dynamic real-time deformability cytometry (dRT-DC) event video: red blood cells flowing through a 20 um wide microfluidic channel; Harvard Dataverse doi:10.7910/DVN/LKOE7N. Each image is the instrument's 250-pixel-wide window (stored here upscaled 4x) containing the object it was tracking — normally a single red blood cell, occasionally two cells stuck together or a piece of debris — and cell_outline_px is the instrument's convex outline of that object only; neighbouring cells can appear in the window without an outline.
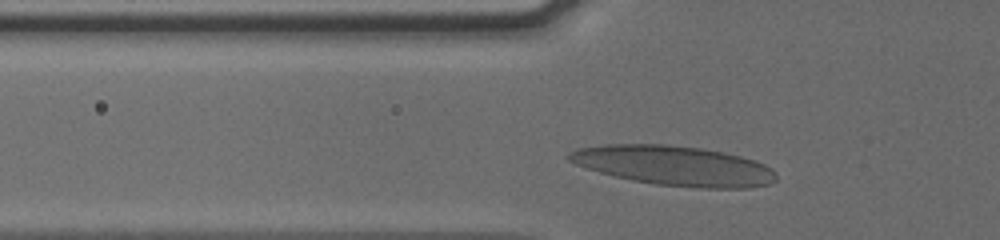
{"species": "human", "species_latin": "Homo sapiens", "temperature_condition": "cold", "stored_images_in_passage": 29, "camera_frame_rate_fps": 3000, "um_per_image_px": 0.085, "donor": {"sex": "male"}, "frame": {"image": 1, "passage_image": 3, "time_ms": 0.667, "image_size_px": [1000, 240], "cell_outline_px": [[776, 180], [768, 184], [752, 188], [700, 188], [656, 184], [632, 180], [600, 172], [576, 164], [568, 160], [564, 156], [568, 152], [576, 148], [608, 144], [664, 144], [700, 148], [724, 152], [756, 160], [772, 168], [776, 172]], "centroid_in_image_um": [57.31, 14.08], "position_along_channel_um": 68.5, "area_um2": 48.03}}
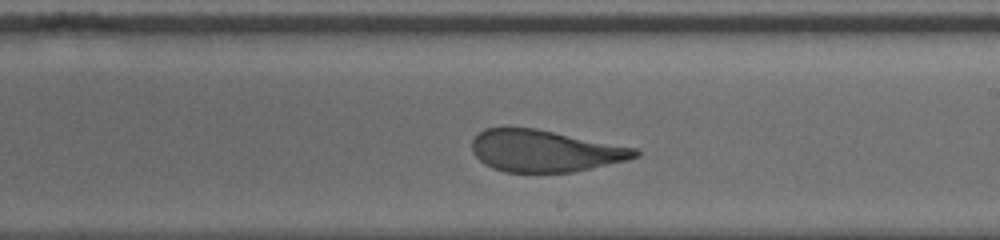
{"frame": {"image": 2, "passage_image": 17, "time_ms": 5.333, "image_size_px": [1000, 240], "cell_outline_px": [[640, 156], [628, 160], [572, 172], [504, 172], [492, 168], [484, 164], [472, 152], [472, 140], [484, 128], [504, 124], [536, 128], [636, 148], [640, 152]], "centroid_in_image_um": [46.25, 12.79], "position_along_channel_um": 242.7, "area_um2": 40.4}}
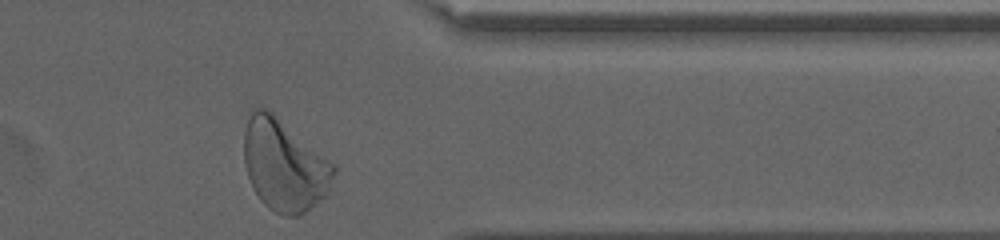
{"frame": {"image": 3, "passage_image": 29, "time_ms": 9.333, "image_size_px": [1000, 240], "cell_outline_px": [[336, 172], [324, 196], [304, 212], [296, 216], [284, 216], [268, 208], [260, 200], [252, 188], [244, 164], [244, 132], [252, 108], [264, 108], [272, 112], [332, 164], [336, 168]], "centroid_in_image_um": [24.1, 14.06], "position_along_channel_um": 387.3, "area_um2": 46.93}, "authors_computed_cell_mechanics": {"area_um2": 41.8472, "velocity_mm_per_s": 3.8017, "shape_relaxation_time_tau1_ms": 5.7706, "shape_relaxation_time_tau2_ms": 0.8905, "deformation_change_tau1": 0.2057, "deformation_change_tau2": 0.0816}}